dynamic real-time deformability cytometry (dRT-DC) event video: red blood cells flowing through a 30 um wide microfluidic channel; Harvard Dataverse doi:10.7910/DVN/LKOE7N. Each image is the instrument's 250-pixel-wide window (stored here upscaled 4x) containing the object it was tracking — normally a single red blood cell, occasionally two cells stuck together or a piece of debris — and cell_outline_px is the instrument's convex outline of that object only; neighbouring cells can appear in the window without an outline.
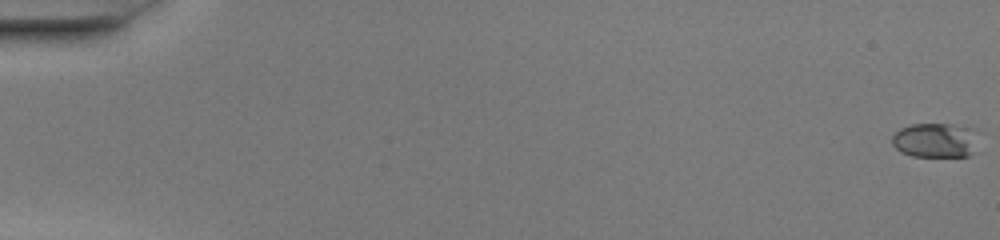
{"species": "common noctule bat (a hibernating species)", "species_latin": "Nyctalus noctula", "temperature_condition": "warm", "stored_images_in_passage": 52, "camera_frame_rate_fps": 3000, "um_per_image_px": 0.085, "animal": {"sex": "female", "body_mass_g": 20.0, "forearm_length_mm": 54.0}, "frame": {"image": 1, "passage_image": 1, "time_ms": 0.0, "image_size_px": [1000, 240], "cell_outline_px": [[976, 132], [972, 152], [968, 156], [912, 156], [900, 152], [892, 144], [892, 136], [900, 128], [912, 124], [952, 124], [976, 128]], "centroid_in_image_um": [79.47, 11.91], "position_along_channel_um": 5.5, "area_um2": 17.34}}
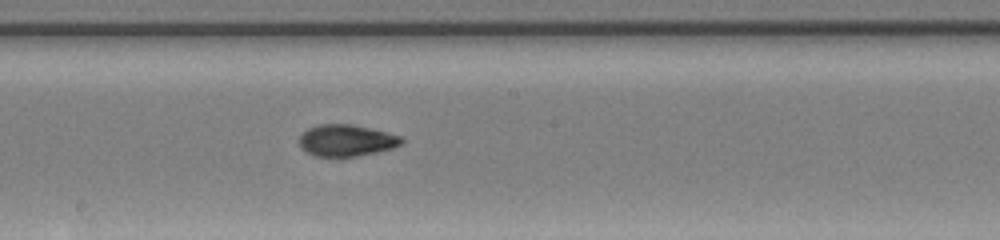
{"frame": {"image": 2, "passage_image": 30, "time_ms": 9.667, "image_size_px": [1000, 240], "cell_outline_px": [[404, 140], [400, 144], [392, 148], [376, 152], [356, 156], [312, 156], [304, 152], [300, 148], [300, 136], [308, 128], [320, 124], [352, 124], [388, 132], [404, 136]], "centroid_in_image_um": [29.44, 11.93], "position_along_channel_um": 218.8, "area_um2": 18.96}}
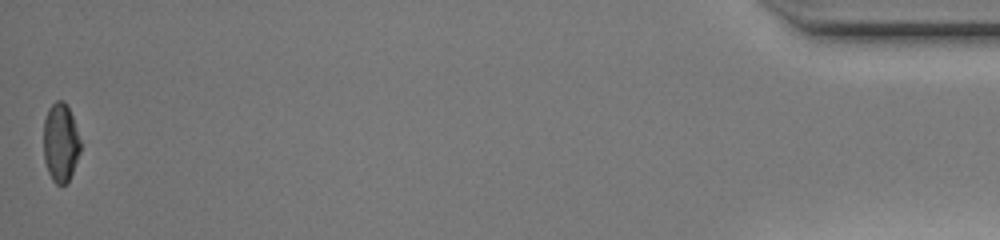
{"frame": {"image": 3, "passage_image": 52, "time_ms": 17.0, "image_size_px": [1000, 240], "cell_outline_px": [[80, 152], [72, 172], [68, 180], [64, 184], [56, 184], [52, 180], [48, 172], [44, 160], [44, 120], [48, 108], [56, 100], [64, 100], [72, 116], [80, 140]], "centroid_in_image_um": [5.13, 12.1], "position_along_channel_um": 430.1, "area_um2": 16.76}, "authors_computed_cell_mechanics": {"area_um2": 18.0336, "velocity_mm_per_s": 4.113, "shape_relaxation_time_tau1_ms": 2.7778, "shape_relaxation_time_tau2_ms": 1.6178, "deformation_change_tau1": 0.1781, "deformation_change_tau2": 0.0716}}